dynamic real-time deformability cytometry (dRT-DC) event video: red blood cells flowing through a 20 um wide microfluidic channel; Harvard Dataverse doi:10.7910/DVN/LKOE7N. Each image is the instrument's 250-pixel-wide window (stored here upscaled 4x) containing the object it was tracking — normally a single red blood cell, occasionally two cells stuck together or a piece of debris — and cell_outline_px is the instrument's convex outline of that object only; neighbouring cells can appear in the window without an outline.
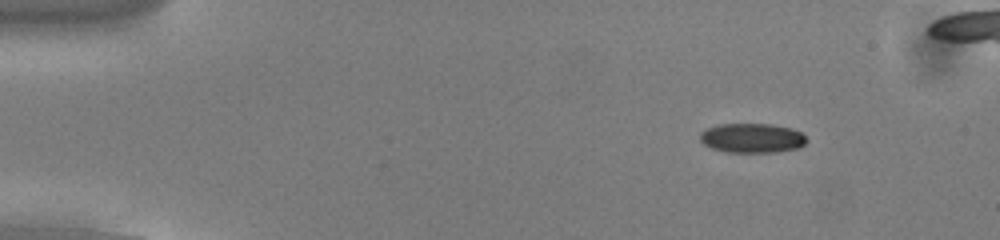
{"species": "common noctule bat (a hibernating species)", "species_latin": "Nyctalus noctula", "temperature_condition": "cold", "stored_images_in_passage": 26, "camera_frame_rate_fps": 3000, "um_per_image_px": 0.085, "animal": {"sex": "male", "body_mass_g": 13.0, "forearm_length_mm": 53.1}, "frame": {"image": 1, "passage_image": 1, "time_ms": 0.0, "image_size_px": [1000, 240], "cell_outline_px": [[808, 140], [800, 148], [776, 152], [724, 152], [712, 148], [704, 144], [700, 140], [700, 132], [708, 128], [720, 124], [772, 124], [792, 128], [800, 132]], "centroid_in_image_um": [63.94, 11.74], "position_along_channel_um": 21.1, "area_um2": 18.38}}
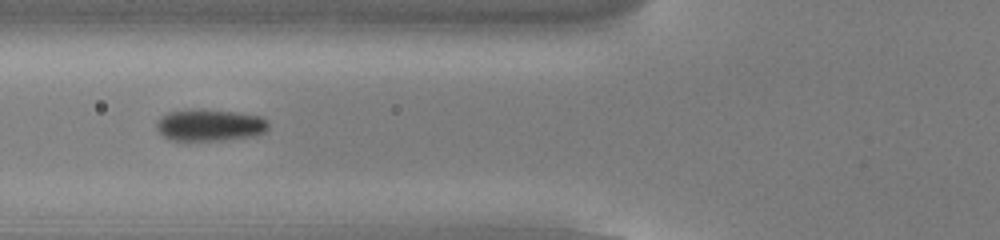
{"frame": {"image": 2, "passage_image": 15, "time_ms": 4.667, "image_size_px": [1000, 240], "cell_outline_px": [[268, 128], [264, 132], [252, 136], [224, 140], [172, 140], [164, 136], [156, 128], [156, 120], [168, 112], [236, 112], [260, 116], [268, 120]], "centroid_in_image_um": [17.86, 10.68], "position_along_channel_um": 107.9, "area_um2": 19.83}}
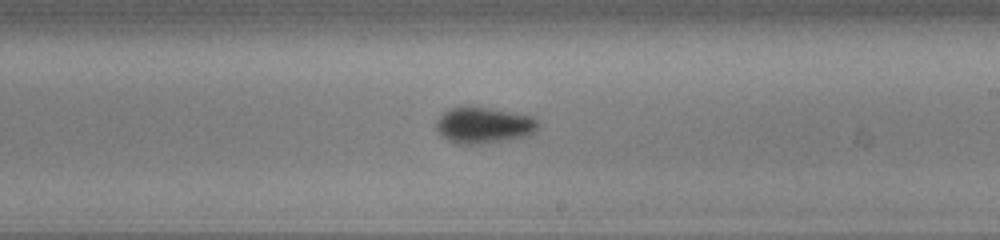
{"frame": {"image": 3, "passage_image": 26, "time_ms": 8.333, "image_size_px": [1000, 240], "cell_outline_px": [[540, 124], [532, 132], [524, 136], [484, 144], [456, 144], [448, 140], [436, 128], [436, 120], [444, 112], [452, 108], [488, 108], [532, 116]], "centroid_in_image_um": [41.1, 10.66], "position_along_channel_um": 247.9, "area_um2": 20.87}}